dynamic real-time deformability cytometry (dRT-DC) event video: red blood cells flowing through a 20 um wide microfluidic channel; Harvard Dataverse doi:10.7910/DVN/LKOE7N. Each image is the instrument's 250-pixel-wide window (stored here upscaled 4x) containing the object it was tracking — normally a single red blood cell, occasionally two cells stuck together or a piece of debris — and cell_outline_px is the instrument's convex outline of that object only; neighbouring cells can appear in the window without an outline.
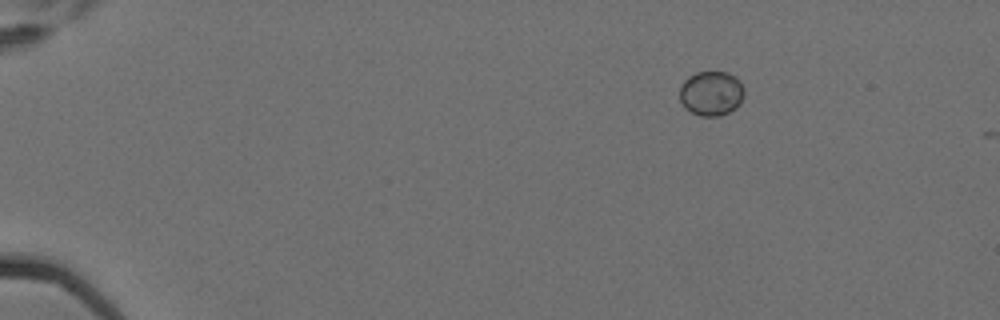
{"species": "Egyptian fruit bat (a non-hibernating species)", "species_latin": "Rousettus aegyptiacus", "temperature_condition": "cold", "stored_images_in_passage": 4, "camera_frame_rate_fps": 3000, "um_per_image_px": 0.085, "animal": {"sex": "female"}, "frame": {"image": 1, "passage_image": 1, "time_ms": 0.0, "image_size_px": [1000, 320], "cell_outline_px": [[744, 96], [740, 104], [736, 108], [720, 116], [700, 116], [684, 108], [680, 100], [680, 84], [688, 76], [696, 72], [728, 72], [736, 76], [740, 80], [744, 88]], "centroid_in_image_um": [60.47, 7.93], "position_along_channel_um": 24.5, "area_um2": 17.11}}